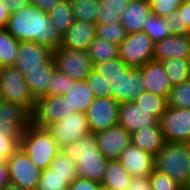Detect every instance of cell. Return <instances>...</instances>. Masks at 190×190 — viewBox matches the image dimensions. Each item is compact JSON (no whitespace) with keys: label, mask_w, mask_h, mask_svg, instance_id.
<instances>
[{"label":"cell","mask_w":190,"mask_h":190,"mask_svg":"<svg viewBox=\"0 0 190 190\" xmlns=\"http://www.w3.org/2000/svg\"><path fill=\"white\" fill-rule=\"evenodd\" d=\"M6 29L19 42H36L51 51L61 47L62 35L50 22L48 13L32 4L11 14Z\"/></svg>","instance_id":"cell-1"},{"label":"cell","mask_w":190,"mask_h":190,"mask_svg":"<svg viewBox=\"0 0 190 190\" xmlns=\"http://www.w3.org/2000/svg\"><path fill=\"white\" fill-rule=\"evenodd\" d=\"M61 150L76 162L79 177L102 183L108 159L99 151L95 133H89Z\"/></svg>","instance_id":"cell-2"},{"label":"cell","mask_w":190,"mask_h":190,"mask_svg":"<svg viewBox=\"0 0 190 190\" xmlns=\"http://www.w3.org/2000/svg\"><path fill=\"white\" fill-rule=\"evenodd\" d=\"M20 147L41 170L50 167L53 158L61 150L52 133L33 122L24 130Z\"/></svg>","instance_id":"cell-3"},{"label":"cell","mask_w":190,"mask_h":190,"mask_svg":"<svg viewBox=\"0 0 190 190\" xmlns=\"http://www.w3.org/2000/svg\"><path fill=\"white\" fill-rule=\"evenodd\" d=\"M155 170L187 188L190 180V159L184 143L166 142L155 155Z\"/></svg>","instance_id":"cell-4"},{"label":"cell","mask_w":190,"mask_h":190,"mask_svg":"<svg viewBox=\"0 0 190 190\" xmlns=\"http://www.w3.org/2000/svg\"><path fill=\"white\" fill-rule=\"evenodd\" d=\"M0 99L21 104L32 114L36 100L32 96L24 75L15 66H4L0 69Z\"/></svg>","instance_id":"cell-5"},{"label":"cell","mask_w":190,"mask_h":190,"mask_svg":"<svg viewBox=\"0 0 190 190\" xmlns=\"http://www.w3.org/2000/svg\"><path fill=\"white\" fill-rule=\"evenodd\" d=\"M154 47L155 43L144 31L129 33L119 44V57L130 67L139 68L154 60Z\"/></svg>","instance_id":"cell-6"},{"label":"cell","mask_w":190,"mask_h":190,"mask_svg":"<svg viewBox=\"0 0 190 190\" xmlns=\"http://www.w3.org/2000/svg\"><path fill=\"white\" fill-rule=\"evenodd\" d=\"M57 69L72 80L84 81L93 70L88 51L60 47L53 51Z\"/></svg>","instance_id":"cell-7"},{"label":"cell","mask_w":190,"mask_h":190,"mask_svg":"<svg viewBox=\"0 0 190 190\" xmlns=\"http://www.w3.org/2000/svg\"><path fill=\"white\" fill-rule=\"evenodd\" d=\"M33 122L32 113L23 105L0 99V132L19 143L23 132Z\"/></svg>","instance_id":"cell-8"},{"label":"cell","mask_w":190,"mask_h":190,"mask_svg":"<svg viewBox=\"0 0 190 190\" xmlns=\"http://www.w3.org/2000/svg\"><path fill=\"white\" fill-rule=\"evenodd\" d=\"M6 161L11 183L27 190H36L41 169L20 146Z\"/></svg>","instance_id":"cell-9"},{"label":"cell","mask_w":190,"mask_h":190,"mask_svg":"<svg viewBox=\"0 0 190 190\" xmlns=\"http://www.w3.org/2000/svg\"><path fill=\"white\" fill-rule=\"evenodd\" d=\"M75 112V109L69 107L63 95L43 96L36 101V108L32 114L33 123L38 127L48 129Z\"/></svg>","instance_id":"cell-10"},{"label":"cell","mask_w":190,"mask_h":190,"mask_svg":"<svg viewBox=\"0 0 190 190\" xmlns=\"http://www.w3.org/2000/svg\"><path fill=\"white\" fill-rule=\"evenodd\" d=\"M165 142L190 140V109L167 106L159 121Z\"/></svg>","instance_id":"cell-11"},{"label":"cell","mask_w":190,"mask_h":190,"mask_svg":"<svg viewBox=\"0 0 190 190\" xmlns=\"http://www.w3.org/2000/svg\"><path fill=\"white\" fill-rule=\"evenodd\" d=\"M119 105L112 97L95 98L84 112L91 133L118 125Z\"/></svg>","instance_id":"cell-12"},{"label":"cell","mask_w":190,"mask_h":190,"mask_svg":"<svg viewBox=\"0 0 190 190\" xmlns=\"http://www.w3.org/2000/svg\"><path fill=\"white\" fill-rule=\"evenodd\" d=\"M48 130L52 133L60 149L91 133L87 117L83 112H75L69 117H65L51 125Z\"/></svg>","instance_id":"cell-13"},{"label":"cell","mask_w":190,"mask_h":190,"mask_svg":"<svg viewBox=\"0 0 190 190\" xmlns=\"http://www.w3.org/2000/svg\"><path fill=\"white\" fill-rule=\"evenodd\" d=\"M54 61L53 51L32 41L19 43L14 66L23 74L26 70L47 68Z\"/></svg>","instance_id":"cell-14"},{"label":"cell","mask_w":190,"mask_h":190,"mask_svg":"<svg viewBox=\"0 0 190 190\" xmlns=\"http://www.w3.org/2000/svg\"><path fill=\"white\" fill-rule=\"evenodd\" d=\"M110 83L111 97L119 103L134 101L145 91L142 71L137 67H130Z\"/></svg>","instance_id":"cell-15"},{"label":"cell","mask_w":190,"mask_h":190,"mask_svg":"<svg viewBox=\"0 0 190 190\" xmlns=\"http://www.w3.org/2000/svg\"><path fill=\"white\" fill-rule=\"evenodd\" d=\"M155 156L130 143L118 160L132 177L150 176L155 169Z\"/></svg>","instance_id":"cell-16"},{"label":"cell","mask_w":190,"mask_h":190,"mask_svg":"<svg viewBox=\"0 0 190 190\" xmlns=\"http://www.w3.org/2000/svg\"><path fill=\"white\" fill-rule=\"evenodd\" d=\"M95 134L99 151L107 159H118L122 151L131 143V133L120 125H115Z\"/></svg>","instance_id":"cell-17"},{"label":"cell","mask_w":190,"mask_h":190,"mask_svg":"<svg viewBox=\"0 0 190 190\" xmlns=\"http://www.w3.org/2000/svg\"><path fill=\"white\" fill-rule=\"evenodd\" d=\"M118 125L132 134L141 127L160 126V123L154 115L138 107L134 101H130L120 103Z\"/></svg>","instance_id":"cell-18"},{"label":"cell","mask_w":190,"mask_h":190,"mask_svg":"<svg viewBox=\"0 0 190 190\" xmlns=\"http://www.w3.org/2000/svg\"><path fill=\"white\" fill-rule=\"evenodd\" d=\"M139 68L142 71L145 91L165 97L168 100L172 85L165 73L163 64L159 61L151 60Z\"/></svg>","instance_id":"cell-19"},{"label":"cell","mask_w":190,"mask_h":190,"mask_svg":"<svg viewBox=\"0 0 190 190\" xmlns=\"http://www.w3.org/2000/svg\"><path fill=\"white\" fill-rule=\"evenodd\" d=\"M95 38L96 24L75 20L62 35L61 47L88 51Z\"/></svg>","instance_id":"cell-20"},{"label":"cell","mask_w":190,"mask_h":190,"mask_svg":"<svg viewBox=\"0 0 190 190\" xmlns=\"http://www.w3.org/2000/svg\"><path fill=\"white\" fill-rule=\"evenodd\" d=\"M190 59V34L170 35L155 43L154 60Z\"/></svg>","instance_id":"cell-21"},{"label":"cell","mask_w":190,"mask_h":190,"mask_svg":"<svg viewBox=\"0 0 190 190\" xmlns=\"http://www.w3.org/2000/svg\"><path fill=\"white\" fill-rule=\"evenodd\" d=\"M152 14L149 0H132L120 22L127 34L143 31L147 18Z\"/></svg>","instance_id":"cell-22"},{"label":"cell","mask_w":190,"mask_h":190,"mask_svg":"<svg viewBox=\"0 0 190 190\" xmlns=\"http://www.w3.org/2000/svg\"><path fill=\"white\" fill-rule=\"evenodd\" d=\"M131 143L155 156L164 146L165 139L161 126L141 127L131 134Z\"/></svg>","instance_id":"cell-23"},{"label":"cell","mask_w":190,"mask_h":190,"mask_svg":"<svg viewBox=\"0 0 190 190\" xmlns=\"http://www.w3.org/2000/svg\"><path fill=\"white\" fill-rule=\"evenodd\" d=\"M56 70L55 61L47 68L26 70L24 79L36 101L47 94L49 84Z\"/></svg>","instance_id":"cell-24"},{"label":"cell","mask_w":190,"mask_h":190,"mask_svg":"<svg viewBox=\"0 0 190 190\" xmlns=\"http://www.w3.org/2000/svg\"><path fill=\"white\" fill-rule=\"evenodd\" d=\"M63 96L66 98V102L71 109L83 113L95 99L92 90L85 80H75Z\"/></svg>","instance_id":"cell-25"},{"label":"cell","mask_w":190,"mask_h":190,"mask_svg":"<svg viewBox=\"0 0 190 190\" xmlns=\"http://www.w3.org/2000/svg\"><path fill=\"white\" fill-rule=\"evenodd\" d=\"M131 177L118 159H108L101 185L108 190H127Z\"/></svg>","instance_id":"cell-26"},{"label":"cell","mask_w":190,"mask_h":190,"mask_svg":"<svg viewBox=\"0 0 190 190\" xmlns=\"http://www.w3.org/2000/svg\"><path fill=\"white\" fill-rule=\"evenodd\" d=\"M132 0H98L97 24L117 23Z\"/></svg>","instance_id":"cell-27"},{"label":"cell","mask_w":190,"mask_h":190,"mask_svg":"<svg viewBox=\"0 0 190 190\" xmlns=\"http://www.w3.org/2000/svg\"><path fill=\"white\" fill-rule=\"evenodd\" d=\"M49 19L57 31L63 35L75 22L70 0H62L49 12Z\"/></svg>","instance_id":"cell-28"},{"label":"cell","mask_w":190,"mask_h":190,"mask_svg":"<svg viewBox=\"0 0 190 190\" xmlns=\"http://www.w3.org/2000/svg\"><path fill=\"white\" fill-rule=\"evenodd\" d=\"M161 63L172 86L190 79V59L171 58Z\"/></svg>","instance_id":"cell-29"},{"label":"cell","mask_w":190,"mask_h":190,"mask_svg":"<svg viewBox=\"0 0 190 190\" xmlns=\"http://www.w3.org/2000/svg\"><path fill=\"white\" fill-rule=\"evenodd\" d=\"M88 53L94 65L95 63L117 58L119 56V45L96 36L90 45Z\"/></svg>","instance_id":"cell-30"},{"label":"cell","mask_w":190,"mask_h":190,"mask_svg":"<svg viewBox=\"0 0 190 190\" xmlns=\"http://www.w3.org/2000/svg\"><path fill=\"white\" fill-rule=\"evenodd\" d=\"M19 41L15 39L6 28H0V66H14Z\"/></svg>","instance_id":"cell-31"},{"label":"cell","mask_w":190,"mask_h":190,"mask_svg":"<svg viewBox=\"0 0 190 190\" xmlns=\"http://www.w3.org/2000/svg\"><path fill=\"white\" fill-rule=\"evenodd\" d=\"M77 176H59L49 167L41 170L36 190H68L70 183Z\"/></svg>","instance_id":"cell-32"},{"label":"cell","mask_w":190,"mask_h":190,"mask_svg":"<svg viewBox=\"0 0 190 190\" xmlns=\"http://www.w3.org/2000/svg\"><path fill=\"white\" fill-rule=\"evenodd\" d=\"M134 102L141 109L154 115L159 121L168 106V100L165 97H160L147 91L137 96Z\"/></svg>","instance_id":"cell-33"},{"label":"cell","mask_w":190,"mask_h":190,"mask_svg":"<svg viewBox=\"0 0 190 190\" xmlns=\"http://www.w3.org/2000/svg\"><path fill=\"white\" fill-rule=\"evenodd\" d=\"M75 20L91 22L97 25V0H70Z\"/></svg>","instance_id":"cell-34"},{"label":"cell","mask_w":190,"mask_h":190,"mask_svg":"<svg viewBox=\"0 0 190 190\" xmlns=\"http://www.w3.org/2000/svg\"><path fill=\"white\" fill-rule=\"evenodd\" d=\"M129 68L130 66L119 56L93 65V69L109 82L122 76Z\"/></svg>","instance_id":"cell-35"},{"label":"cell","mask_w":190,"mask_h":190,"mask_svg":"<svg viewBox=\"0 0 190 190\" xmlns=\"http://www.w3.org/2000/svg\"><path fill=\"white\" fill-rule=\"evenodd\" d=\"M143 31L154 43H157L171 35L166 26V20L153 14L147 18Z\"/></svg>","instance_id":"cell-36"},{"label":"cell","mask_w":190,"mask_h":190,"mask_svg":"<svg viewBox=\"0 0 190 190\" xmlns=\"http://www.w3.org/2000/svg\"><path fill=\"white\" fill-rule=\"evenodd\" d=\"M96 36L119 45L127 37V32L121 22L97 24Z\"/></svg>","instance_id":"cell-37"},{"label":"cell","mask_w":190,"mask_h":190,"mask_svg":"<svg viewBox=\"0 0 190 190\" xmlns=\"http://www.w3.org/2000/svg\"><path fill=\"white\" fill-rule=\"evenodd\" d=\"M168 105L174 108L190 109V79L179 85L172 86Z\"/></svg>","instance_id":"cell-38"},{"label":"cell","mask_w":190,"mask_h":190,"mask_svg":"<svg viewBox=\"0 0 190 190\" xmlns=\"http://www.w3.org/2000/svg\"><path fill=\"white\" fill-rule=\"evenodd\" d=\"M49 168L59 176H78L76 162H74L62 150H60L53 158Z\"/></svg>","instance_id":"cell-39"},{"label":"cell","mask_w":190,"mask_h":190,"mask_svg":"<svg viewBox=\"0 0 190 190\" xmlns=\"http://www.w3.org/2000/svg\"><path fill=\"white\" fill-rule=\"evenodd\" d=\"M95 98L111 97V83L103 78L96 70H92L85 80Z\"/></svg>","instance_id":"cell-40"},{"label":"cell","mask_w":190,"mask_h":190,"mask_svg":"<svg viewBox=\"0 0 190 190\" xmlns=\"http://www.w3.org/2000/svg\"><path fill=\"white\" fill-rule=\"evenodd\" d=\"M74 80L67 77L58 69L55 71L45 96H61L64 95L72 86Z\"/></svg>","instance_id":"cell-41"},{"label":"cell","mask_w":190,"mask_h":190,"mask_svg":"<svg viewBox=\"0 0 190 190\" xmlns=\"http://www.w3.org/2000/svg\"><path fill=\"white\" fill-rule=\"evenodd\" d=\"M152 190H182L183 188L166 174L154 169L150 175Z\"/></svg>","instance_id":"cell-42"},{"label":"cell","mask_w":190,"mask_h":190,"mask_svg":"<svg viewBox=\"0 0 190 190\" xmlns=\"http://www.w3.org/2000/svg\"><path fill=\"white\" fill-rule=\"evenodd\" d=\"M184 0H149L152 14L164 18L176 11Z\"/></svg>","instance_id":"cell-43"},{"label":"cell","mask_w":190,"mask_h":190,"mask_svg":"<svg viewBox=\"0 0 190 190\" xmlns=\"http://www.w3.org/2000/svg\"><path fill=\"white\" fill-rule=\"evenodd\" d=\"M166 20V26L169 29L171 35H185L188 34V28L180 21L177 10L171 12L164 17Z\"/></svg>","instance_id":"cell-44"},{"label":"cell","mask_w":190,"mask_h":190,"mask_svg":"<svg viewBox=\"0 0 190 190\" xmlns=\"http://www.w3.org/2000/svg\"><path fill=\"white\" fill-rule=\"evenodd\" d=\"M20 146V143L0 132V158L6 161Z\"/></svg>","instance_id":"cell-45"},{"label":"cell","mask_w":190,"mask_h":190,"mask_svg":"<svg viewBox=\"0 0 190 190\" xmlns=\"http://www.w3.org/2000/svg\"><path fill=\"white\" fill-rule=\"evenodd\" d=\"M102 185L87 178L77 176L69 185L68 190H100Z\"/></svg>","instance_id":"cell-46"},{"label":"cell","mask_w":190,"mask_h":190,"mask_svg":"<svg viewBox=\"0 0 190 190\" xmlns=\"http://www.w3.org/2000/svg\"><path fill=\"white\" fill-rule=\"evenodd\" d=\"M127 190H152L150 176L131 177Z\"/></svg>","instance_id":"cell-47"},{"label":"cell","mask_w":190,"mask_h":190,"mask_svg":"<svg viewBox=\"0 0 190 190\" xmlns=\"http://www.w3.org/2000/svg\"><path fill=\"white\" fill-rule=\"evenodd\" d=\"M180 21L188 28V34H190V0H184L180 7L177 9Z\"/></svg>","instance_id":"cell-48"},{"label":"cell","mask_w":190,"mask_h":190,"mask_svg":"<svg viewBox=\"0 0 190 190\" xmlns=\"http://www.w3.org/2000/svg\"><path fill=\"white\" fill-rule=\"evenodd\" d=\"M7 7L9 14H14L19 10L31 5V0H2Z\"/></svg>","instance_id":"cell-49"},{"label":"cell","mask_w":190,"mask_h":190,"mask_svg":"<svg viewBox=\"0 0 190 190\" xmlns=\"http://www.w3.org/2000/svg\"><path fill=\"white\" fill-rule=\"evenodd\" d=\"M62 0H31V4L48 13L55 5Z\"/></svg>","instance_id":"cell-50"},{"label":"cell","mask_w":190,"mask_h":190,"mask_svg":"<svg viewBox=\"0 0 190 190\" xmlns=\"http://www.w3.org/2000/svg\"><path fill=\"white\" fill-rule=\"evenodd\" d=\"M10 176L8 170L7 161H2L0 163V190L10 183Z\"/></svg>","instance_id":"cell-51"},{"label":"cell","mask_w":190,"mask_h":190,"mask_svg":"<svg viewBox=\"0 0 190 190\" xmlns=\"http://www.w3.org/2000/svg\"><path fill=\"white\" fill-rule=\"evenodd\" d=\"M10 14L7 10V7L3 4V1L0 0V28H6Z\"/></svg>","instance_id":"cell-52"},{"label":"cell","mask_w":190,"mask_h":190,"mask_svg":"<svg viewBox=\"0 0 190 190\" xmlns=\"http://www.w3.org/2000/svg\"><path fill=\"white\" fill-rule=\"evenodd\" d=\"M1 190H27V189H24V188H21L19 187L18 185L16 184H13V183H9L8 185H6L3 189Z\"/></svg>","instance_id":"cell-53"},{"label":"cell","mask_w":190,"mask_h":190,"mask_svg":"<svg viewBox=\"0 0 190 190\" xmlns=\"http://www.w3.org/2000/svg\"><path fill=\"white\" fill-rule=\"evenodd\" d=\"M185 146H186V149L188 151V157L190 159V140L184 142Z\"/></svg>","instance_id":"cell-54"}]
</instances>
